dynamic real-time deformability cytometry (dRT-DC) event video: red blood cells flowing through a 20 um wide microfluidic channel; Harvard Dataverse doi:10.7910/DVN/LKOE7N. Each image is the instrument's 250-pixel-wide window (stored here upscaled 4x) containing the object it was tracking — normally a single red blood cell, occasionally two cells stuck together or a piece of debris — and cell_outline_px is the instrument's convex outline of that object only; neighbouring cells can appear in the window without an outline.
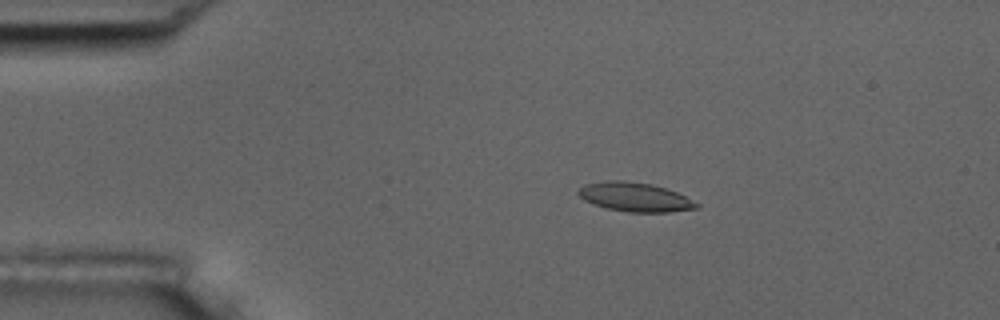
{"species": "common noctule bat (a hibernating species)", "species_latin": "Nyctalus noctula", "temperature_condition": "room temperature", "stored_images_in_passage": 43, "camera_frame_rate_fps": 3000, "um_per_image_px": 0.085, "animal": {"sex": "male", "body_mass_g": 17.5, "forearm_length_mm": 52.3}, "frame": {"image": 1, "passage_image": 11, "time_ms": 3.333, "image_size_px": [1000, 320], "cell_outline_px": [[700, 204], [696, 208], [668, 212], [628, 212], [604, 208], [592, 204], [584, 200], [576, 192], [584, 184], [604, 180], [624, 180], [652, 184], [676, 192]], "centroid_in_image_um": [53.9, 16.74], "position_along_channel_um": 31.1, "area_um2": 20.06}}
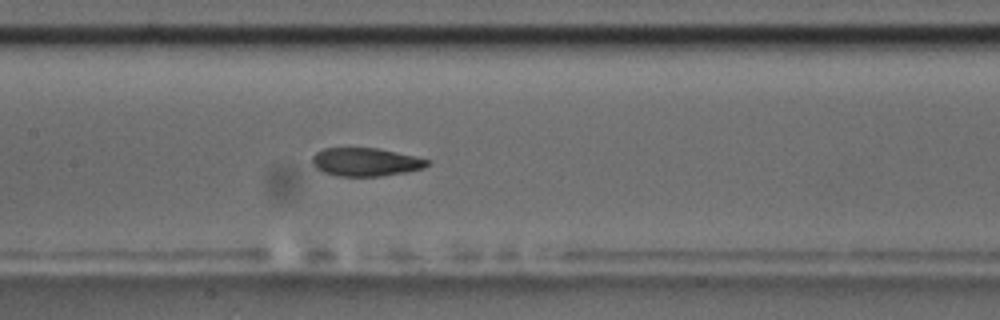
{"frame": {"image": 2, "passage_image": 27, "time_ms": 8.667, "image_size_px": [1000, 320], "cell_outline_px": [[432, 160], [424, 168], [408, 172], [380, 176], [336, 176], [324, 172], [316, 168], [312, 164], [312, 156], [316, 152], [324, 148], [380, 148], [416, 156]], "centroid_in_image_um": [31.11, 13.76], "position_along_channel_um": 176.3, "area_um2": 19.19}}
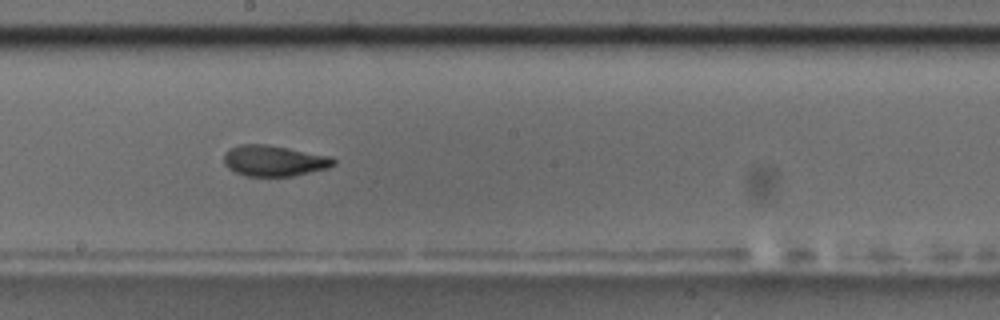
{"frame": {"image": 3, "passage_image": 31, "time_ms": 10.0, "image_size_px": [1000, 320], "cell_outline_px": [[336, 164], [328, 168], [292, 176], [244, 176], [228, 168], [224, 164], [224, 152], [240, 144], [268, 144], [332, 156], [336, 160]], "centroid_in_image_um": [23.31, 13.66], "position_along_channel_um": 224.9, "area_um2": 19.88}}